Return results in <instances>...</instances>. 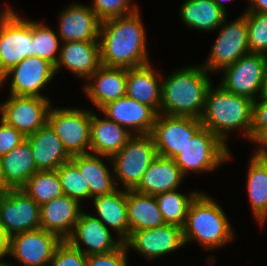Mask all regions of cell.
<instances>
[{
	"label": "cell",
	"mask_w": 267,
	"mask_h": 266,
	"mask_svg": "<svg viewBox=\"0 0 267 266\" xmlns=\"http://www.w3.org/2000/svg\"><path fill=\"white\" fill-rule=\"evenodd\" d=\"M99 39L100 62L103 66L130 69L150 63L145 27L138 10L102 21Z\"/></svg>",
	"instance_id": "cell-1"
},
{
	"label": "cell",
	"mask_w": 267,
	"mask_h": 266,
	"mask_svg": "<svg viewBox=\"0 0 267 266\" xmlns=\"http://www.w3.org/2000/svg\"><path fill=\"white\" fill-rule=\"evenodd\" d=\"M200 66L177 70L162 81L160 114L201 118L211 81Z\"/></svg>",
	"instance_id": "cell-2"
},
{
	"label": "cell",
	"mask_w": 267,
	"mask_h": 266,
	"mask_svg": "<svg viewBox=\"0 0 267 266\" xmlns=\"http://www.w3.org/2000/svg\"><path fill=\"white\" fill-rule=\"evenodd\" d=\"M200 120L203 127L208 128L224 143L227 133L236 129H243L251 141L253 101L245 96L227 92L221 86L213 89L211 85Z\"/></svg>",
	"instance_id": "cell-3"
},
{
	"label": "cell",
	"mask_w": 267,
	"mask_h": 266,
	"mask_svg": "<svg viewBox=\"0 0 267 266\" xmlns=\"http://www.w3.org/2000/svg\"><path fill=\"white\" fill-rule=\"evenodd\" d=\"M221 207L204 193L191 202L183 227L184 243L196 240L205 248L220 247L233 239V231Z\"/></svg>",
	"instance_id": "cell-4"
},
{
	"label": "cell",
	"mask_w": 267,
	"mask_h": 266,
	"mask_svg": "<svg viewBox=\"0 0 267 266\" xmlns=\"http://www.w3.org/2000/svg\"><path fill=\"white\" fill-rule=\"evenodd\" d=\"M32 21L9 6L0 12V79L27 57H33Z\"/></svg>",
	"instance_id": "cell-5"
},
{
	"label": "cell",
	"mask_w": 267,
	"mask_h": 266,
	"mask_svg": "<svg viewBox=\"0 0 267 266\" xmlns=\"http://www.w3.org/2000/svg\"><path fill=\"white\" fill-rule=\"evenodd\" d=\"M218 136L202 127L173 160L185 176L191 171H210L230 159L229 149Z\"/></svg>",
	"instance_id": "cell-6"
},
{
	"label": "cell",
	"mask_w": 267,
	"mask_h": 266,
	"mask_svg": "<svg viewBox=\"0 0 267 266\" xmlns=\"http://www.w3.org/2000/svg\"><path fill=\"white\" fill-rule=\"evenodd\" d=\"M157 156L156 147L150 134L134 135L110 161L118 180L126 190H133L140 182L142 175Z\"/></svg>",
	"instance_id": "cell-7"
},
{
	"label": "cell",
	"mask_w": 267,
	"mask_h": 266,
	"mask_svg": "<svg viewBox=\"0 0 267 266\" xmlns=\"http://www.w3.org/2000/svg\"><path fill=\"white\" fill-rule=\"evenodd\" d=\"M91 116V111L50 107L48 123L55 130L70 156L89 153Z\"/></svg>",
	"instance_id": "cell-8"
},
{
	"label": "cell",
	"mask_w": 267,
	"mask_h": 266,
	"mask_svg": "<svg viewBox=\"0 0 267 266\" xmlns=\"http://www.w3.org/2000/svg\"><path fill=\"white\" fill-rule=\"evenodd\" d=\"M202 127L198 118L157 114L150 134L157 155L174 159Z\"/></svg>",
	"instance_id": "cell-9"
},
{
	"label": "cell",
	"mask_w": 267,
	"mask_h": 266,
	"mask_svg": "<svg viewBox=\"0 0 267 266\" xmlns=\"http://www.w3.org/2000/svg\"><path fill=\"white\" fill-rule=\"evenodd\" d=\"M225 20L226 18L219 26L222 28H220L221 31L213 45L209 59L202 66L207 72L223 70L250 53L245 15L243 14L229 24H226Z\"/></svg>",
	"instance_id": "cell-10"
},
{
	"label": "cell",
	"mask_w": 267,
	"mask_h": 266,
	"mask_svg": "<svg viewBox=\"0 0 267 266\" xmlns=\"http://www.w3.org/2000/svg\"><path fill=\"white\" fill-rule=\"evenodd\" d=\"M62 239L42 228L16 234L7 241V254L24 266H46Z\"/></svg>",
	"instance_id": "cell-11"
},
{
	"label": "cell",
	"mask_w": 267,
	"mask_h": 266,
	"mask_svg": "<svg viewBox=\"0 0 267 266\" xmlns=\"http://www.w3.org/2000/svg\"><path fill=\"white\" fill-rule=\"evenodd\" d=\"M48 98L15 96L0 105L1 119L25 137L34 134L48 122Z\"/></svg>",
	"instance_id": "cell-12"
},
{
	"label": "cell",
	"mask_w": 267,
	"mask_h": 266,
	"mask_svg": "<svg viewBox=\"0 0 267 266\" xmlns=\"http://www.w3.org/2000/svg\"><path fill=\"white\" fill-rule=\"evenodd\" d=\"M40 205L21 189H8L0 210L6 238L40 228Z\"/></svg>",
	"instance_id": "cell-13"
},
{
	"label": "cell",
	"mask_w": 267,
	"mask_h": 266,
	"mask_svg": "<svg viewBox=\"0 0 267 266\" xmlns=\"http://www.w3.org/2000/svg\"><path fill=\"white\" fill-rule=\"evenodd\" d=\"M266 56L248 53L234 64L224 68L220 86L227 92L256 101L255 94L262 95V80Z\"/></svg>",
	"instance_id": "cell-14"
},
{
	"label": "cell",
	"mask_w": 267,
	"mask_h": 266,
	"mask_svg": "<svg viewBox=\"0 0 267 266\" xmlns=\"http://www.w3.org/2000/svg\"><path fill=\"white\" fill-rule=\"evenodd\" d=\"M12 74L10 95L41 97L40 94L45 85L54 77L55 66L48 60L37 56L27 57L15 67L11 68L0 79V85Z\"/></svg>",
	"instance_id": "cell-15"
},
{
	"label": "cell",
	"mask_w": 267,
	"mask_h": 266,
	"mask_svg": "<svg viewBox=\"0 0 267 266\" xmlns=\"http://www.w3.org/2000/svg\"><path fill=\"white\" fill-rule=\"evenodd\" d=\"M124 244L127 248L139 251L148 259L160 257L185 245L183 228L165 224L153 229L137 230L130 233Z\"/></svg>",
	"instance_id": "cell-16"
},
{
	"label": "cell",
	"mask_w": 267,
	"mask_h": 266,
	"mask_svg": "<svg viewBox=\"0 0 267 266\" xmlns=\"http://www.w3.org/2000/svg\"><path fill=\"white\" fill-rule=\"evenodd\" d=\"M109 228L98 217L81 212L71 235L66 239L72 246L85 255L108 253L118 249L124 241H114ZM80 242L88 248L81 247Z\"/></svg>",
	"instance_id": "cell-17"
},
{
	"label": "cell",
	"mask_w": 267,
	"mask_h": 266,
	"mask_svg": "<svg viewBox=\"0 0 267 266\" xmlns=\"http://www.w3.org/2000/svg\"><path fill=\"white\" fill-rule=\"evenodd\" d=\"M99 111L120 126L136 130L137 135L151 134L157 113L127 95L106 103Z\"/></svg>",
	"instance_id": "cell-18"
},
{
	"label": "cell",
	"mask_w": 267,
	"mask_h": 266,
	"mask_svg": "<svg viewBox=\"0 0 267 266\" xmlns=\"http://www.w3.org/2000/svg\"><path fill=\"white\" fill-rule=\"evenodd\" d=\"M59 37L63 42L99 41L101 21L85 5L72 4L60 13Z\"/></svg>",
	"instance_id": "cell-19"
},
{
	"label": "cell",
	"mask_w": 267,
	"mask_h": 266,
	"mask_svg": "<svg viewBox=\"0 0 267 266\" xmlns=\"http://www.w3.org/2000/svg\"><path fill=\"white\" fill-rule=\"evenodd\" d=\"M40 228L66 240L72 233L82 212L80 203L67 195L57 197L40 206Z\"/></svg>",
	"instance_id": "cell-20"
},
{
	"label": "cell",
	"mask_w": 267,
	"mask_h": 266,
	"mask_svg": "<svg viewBox=\"0 0 267 266\" xmlns=\"http://www.w3.org/2000/svg\"><path fill=\"white\" fill-rule=\"evenodd\" d=\"M30 143L38 171H54L71 160L55 130L47 122L34 134L26 137Z\"/></svg>",
	"instance_id": "cell-21"
},
{
	"label": "cell",
	"mask_w": 267,
	"mask_h": 266,
	"mask_svg": "<svg viewBox=\"0 0 267 266\" xmlns=\"http://www.w3.org/2000/svg\"><path fill=\"white\" fill-rule=\"evenodd\" d=\"M59 51L55 73L63 65L70 72L87 79L101 66L99 41L65 42Z\"/></svg>",
	"instance_id": "cell-22"
},
{
	"label": "cell",
	"mask_w": 267,
	"mask_h": 266,
	"mask_svg": "<svg viewBox=\"0 0 267 266\" xmlns=\"http://www.w3.org/2000/svg\"><path fill=\"white\" fill-rule=\"evenodd\" d=\"M37 171L27 139L0 157V185L7 189H21Z\"/></svg>",
	"instance_id": "cell-23"
},
{
	"label": "cell",
	"mask_w": 267,
	"mask_h": 266,
	"mask_svg": "<svg viewBox=\"0 0 267 266\" xmlns=\"http://www.w3.org/2000/svg\"><path fill=\"white\" fill-rule=\"evenodd\" d=\"M185 177L172 158L157 155L142 175L136 192L156 196L176 190Z\"/></svg>",
	"instance_id": "cell-24"
},
{
	"label": "cell",
	"mask_w": 267,
	"mask_h": 266,
	"mask_svg": "<svg viewBox=\"0 0 267 266\" xmlns=\"http://www.w3.org/2000/svg\"><path fill=\"white\" fill-rule=\"evenodd\" d=\"M88 79L95 82L84 86L85 93L98 109L126 95V68L101 65Z\"/></svg>",
	"instance_id": "cell-25"
},
{
	"label": "cell",
	"mask_w": 267,
	"mask_h": 266,
	"mask_svg": "<svg viewBox=\"0 0 267 266\" xmlns=\"http://www.w3.org/2000/svg\"><path fill=\"white\" fill-rule=\"evenodd\" d=\"M133 135L128 129L105 117L99 119L96 114L91 116V153L108 157L117 154Z\"/></svg>",
	"instance_id": "cell-26"
},
{
	"label": "cell",
	"mask_w": 267,
	"mask_h": 266,
	"mask_svg": "<svg viewBox=\"0 0 267 266\" xmlns=\"http://www.w3.org/2000/svg\"><path fill=\"white\" fill-rule=\"evenodd\" d=\"M150 63L127 69L126 95L160 113L162 82L155 76Z\"/></svg>",
	"instance_id": "cell-27"
},
{
	"label": "cell",
	"mask_w": 267,
	"mask_h": 266,
	"mask_svg": "<svg viewBox=\"0 0 267 266\" xmlns=\"http://www.w3.org/2000/svg\"><path fill=\"white\" fill-rule=\"evenodd\" d=\"M98 219L118 232L122 241L129 237L127 190L115 189L112 193L93 198Z\"/></svg>",
	"instance_id": "cell-28"
},
{
	"label": "cell",
	"mask_w": 267,
	"mask_h": 266,
	"mask_svg": "<svg viewBox=\"0 0 267 266\" xmlns=\"http://www.w3.org/2000/svg\"><path fill=\"white\" fill-rule=\"evenodd\" d=\"M100 157L101 155L91 152L71 156V161L78 167L89 186L91 198L112 193L117 189L116 179Z\"/></svg>",
	"instance_id": "cell-29"
},
{
	"label": "cell",
	"mask_w": 267,
	"mask_h": 266,
	"mask_svg": "<svg viewBox=\"0 0 267 266\" xmlns=\"http://www.w3.org/2000/svg\"><path fill=\"white\" fill-rule=\"evenodd\" d=\"M127 211L130 233L165 225L155 196L127 190Z\"/></svg>",
	"instance_id": "cell-30"
},
{
	"label": "cell",
	"mask_w": 267,
	"mask_h": 266,
	"mask_svg": "<svg viewBox=\"0 0 267 266\" xmlns=\"http://www.w3.org/2000/svg\"><path fill=\"white\" fill-rule=\"evenodd\" d=\"M248 169L247 190L254 218L263 226L267 219V158L254 153Z\"/></svg>",
	"instance_id": "cell-31"
},
{
	"label": "cell",
	"mask_w": 267,
	"mask_h": 266,
	"mask_svg": "<svg viewBox=\"0 0 267 266\" xmlns=\"http://www.w3.org/2000/svg\"><path fill=\"white\" fill-rule=\"evenodd\" d=\"M180 10L187 26L203 31L218 28L226 18V12L214 0H186Z\"/></svg>",
	"instance_id": "cell-32"
},
{
	"label": "cell",
	"mask_w": 267,
	"mask_h": 266,
	"mask_svg": "<svg viewBox=\"0 0 267 266\" xmlns=\"http://www.w3.org/2000/svg\"><path fill=\"white\" fill-rule=\"evenodd\" d=\"M21 190L40 206L63 195L57 170L35 172Z\"/></svg>",
	"instance_id": "cell-33"
},
{
	"label": "cell",
	"mask_w": 267,
	"mask_h": 266,
	"mask_svg": "<svg viewBox=\"0 0 267 266\" xmlns=\"http://www.w3.org/2000/svg\"><path fill=\"white\" fill-rule=\"evenodd\" d=\"M198 192L184 195L176 190L161 193L155 196L158 208L166 224L184 227L187 211L191 202L196 198Z\"/></svg>",
	"instance_id": "cell-34"
},
{
	"label": "cell",
	"mask_w": 267,
	"mask_h": 266,
	"mask_svg": "<svg viewBox=\"0 0 267 266\" xmlns=\"http://www.w3.org/2000/svg\"><path fill=\"white\" fill-rule=\"evenodd\" d=\"M50 27L32 21L33 56L48 60L54 66L57 64L60 53L58 48L59 36ZM58 54V56H56Z\"/></svg>",
	"instance_id": "cell-35"
},
{
	"label": "cell",
	"mask_w": 267,
	"mask_h": 266,
	"mask_svg": "<svg viewBox=\"0 0 267 266\" xmlns=\"http://www.w3.org/2000/svg\"><path fill=\"white\" fill-rule=\"evenodd\" d=\"M57 173L60 179L63 195H67L80 203L82 198H90L89 186L78 167L70 160L63 163Z\"/></svg>",
	"instance_id": "cell-36"
},
{
	"label": "cell",
	"mask_w": 267,
	"mask_h": 266,
	"mask_svg": "<svg viewBox=\"0 0 267 266\" xmlns=\"http://www.w3.org/2000/svg\"><path fill=\"white\" fill-rule=\"evenodd\" d=\"M248 30L250 53L267 55V13H244Z\"/></svg>",
	"instance_id": "cell-37"
},
{
	"label": "cell",
	"mask_w": 267,
	"mask_h": 266,
	"mask_svg": "<svg viewBox=\"0 0 267 266\" xmlns=\"http://www.w3.org/2000/svg\"><path fill=\"white\" fill-rule=\"evenodd\" d=\"M130 0H93L90 8L102 22L107 19L126 16L137 11L136 5H130Z\"/></svg>",
	"instance_id": "cell-38"
},
{
	"label": "cell",
	"mask_w": 267,
	"mask_h": 266,
	"mask_svg": "<svg viewBox=\"0 0 267 266\" xmlns=\"http://www.w3.org/2000/svg\"><path fill=\"white\" fill-rule=\"evenodd\" d=\"M49 266H86V255L67 240H62Z\"/></svg>",
	"instance_id": "cell-39"
},
{
	"label": "cell",
	"mask_w": 267,
	"mask_h": 266,
	"mask_svg": "<svg viewBox=\"0 0 267 266\" xmlns=\"http://www.w3.org/2000/svg\"><path fill=\"white\" fill-rule=\"evenodd\" d=\"M127 249L123 243L108 253L86 255V266H127Z\"/></svg>",
	"instance_id": "cell-40"
},
{
	"label": "cell",
	"mask_w": 267,
	"mask_h": 266,
	"mask_svg": "<svg viewBox=\"0 0 267 266\" xmlns=\"http://www.w3.org/2000/svg\"><path fill=\"white\" fill-rule=\"evenodd\" d=\"M259 98L260 102L253 101L251 142H256L267 131V95H261Z\"/></svg>",
	"instance_id": "cell-41"
},
{
	"label": "cell",
	"mask_w": 267,
	"mask_h": 266,
	"mask_svg": "<svg viewBox=\"0 0 267 266\" xmlns=\"http://www.w3.org/2000/svg\"><path fill=\"white\" fill-rule=\"evenodd\" d=\"M26 137L0 119V157L15 149Z\"/></svg>",
	"instance_id": "cell-42"
},
{
	"label": "cell",
	"mask_w": 267,
	"mask_h": 266,
	"mask_svg": "<svg viewBox=\"0 0 267 266\" xmlns=\"http://www.w3.org/2000/svg\"><path fill=\"white\" fill-rule=\"evenodd\" d=\"M255 143L260 146L255 154L261 158H267V131Z\"/></svg>",
	"instance_id": "cell-43"
},
{
	"label": "cell",
	"mask_w": 267,
	"mask_h": 266,
	"mask_svg": "<svg viewBox=\"0 0 267 266\" xmlns=\"http://www.w3.org/2000/svg\"><path fill=\"white\" fill-rule=\"evenodd\" d=\"M248 12H263L267 13V0H250Z\"/></svg>",
	"instance_id": "cell-44"
},
{
	"label": "cell",
	"mask_w": 267,
	"mask_h": 266,
	"mask_svg": "<svg viewBox=\"0 0 267 266\" xmlns=\"http://www.w3.org/2000/svg\"><path fill=\"white\" fill-rule=\"evenodd\" d=\"M7 241L8 239L4 235L2 228L0 227V259L7 254ZM3 263L0 261V264Z\"/></svg>",
	"instance_id": "cell-45"
},
{
	"label": "cell",
	"mask_w": 267,
	"mask_h": 266,
	"mask_svg": "<svg viewBox=\"0 0 267 266\" xmlns=\"http://www.w3.org/2000/svg\"><path fill=\"white\" fill-rule=\"evenodd\" d=\"M262 95H267V55H266L265 68L262 80Z\"/></svg>",
	"instance_id": "cell-46"
},
{
	"label": "cell",
	"mask_w": 267,
	"mask_h": 266,
	"mask_svg": "<svg viewBox=\"0 0 267 266\" xmlns=\"http://www.w3.org/2000/svg\"><path fill=\"white\" fill-rule=\"evenodd\" d=\"M8 189L0 185V210L2 202L7 194Z\"/></svg>",
	"instance_id": "cell-47"
},
{
	"label": "cell",
	"mask_w": 267,
	"mask_h": 266,
	"mask_svg": "<svg viewBox=\"0 0 267 266\" xmlns=\"http://www.w3.org/2000/svg\"><path fill=\"white\" fill-rule=\"evenodd\" d=\"M225 1V0H224ZM227 1V0H226ZM214 3L219 6L222 10H224L226 12V7L223 2V0H214Z\"/></svg>",
	"instance_id": "cell-48"
},
{
	"label": "cell",
	"mask_w": 267,
	"mask_h": 266,
	"mask_svg": "<svg viewBox=\"0 0 267 266\" xmlns=\"http://www.w3.org/2000/svg\"><path fill=\"white\" fill-rule=\"evenodd\" d=\"M0 266H11V265L8 264V263L3 262V263L0 264Z\"/></svg>",
	"instance_id": "cell-49"
}]
</instances>
